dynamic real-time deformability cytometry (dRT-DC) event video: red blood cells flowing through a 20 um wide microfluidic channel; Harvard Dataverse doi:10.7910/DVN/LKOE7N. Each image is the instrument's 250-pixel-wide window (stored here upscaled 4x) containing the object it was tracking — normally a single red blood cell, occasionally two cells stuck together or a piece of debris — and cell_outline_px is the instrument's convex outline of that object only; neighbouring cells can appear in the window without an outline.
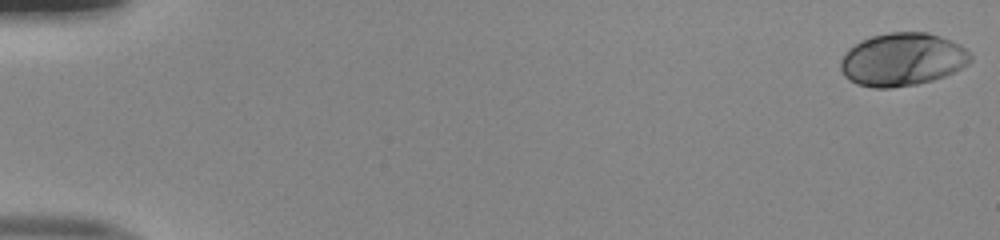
{"species": "human", "species_latin": "Homo sapiens", "temperature_condition": "room temperature", "stored_images_in_passage": 52, "camera_frame_rate_fps": 3000, "um_per_image_px": 0.085, "donor": {"sex": "male"}, "frame": {"image": 1, "passage_image": 1, "time_ms": 0.0, "image_size_px": [1000, 240], "cell_outline_px": [[972, 60], [968, 64], [944, 76], [932, 80], [916, 84], [892, 88], [872, 88], [856, 84], [848, 80], [844, 76], [840, 68], [840, 60], [848, 48], [860, 40], [872, 36], [888, 32], [928, 32], [940, 36], [960, 44], [972, 56]], "centroid_in_image_um": [76.66, 5.05], "position_along_channel_um": 8.3, "area_um2": 40.34}}
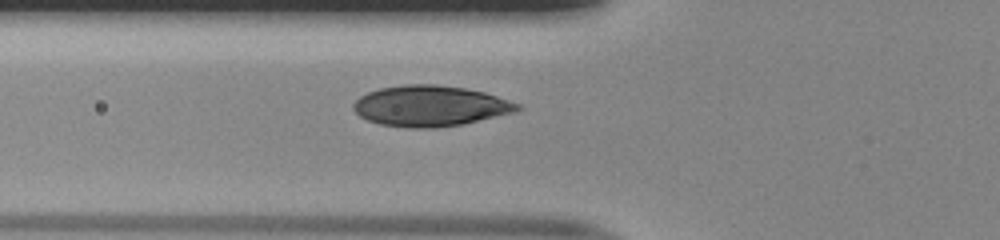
{"frame": {"image": 2, "passage_image": 20, "time_ms": 6.333, "image_size_px": [1000, 240], "cell_outline_px": [[524, 108], [516, 112], [464, 124], [436, 128], [408, 128], [380, 124], [368, 120], [360, 116], [352, 108], [352, 104], [360, 96], [368, 92], [380, 88], [404, 84], [436, 84], [464, 88], [484, 92], [520, 104]], "centroid_in_image_um": [36.58, 9.01], "position_along_channel_um": 89.2, "area_um2": 39.13}}
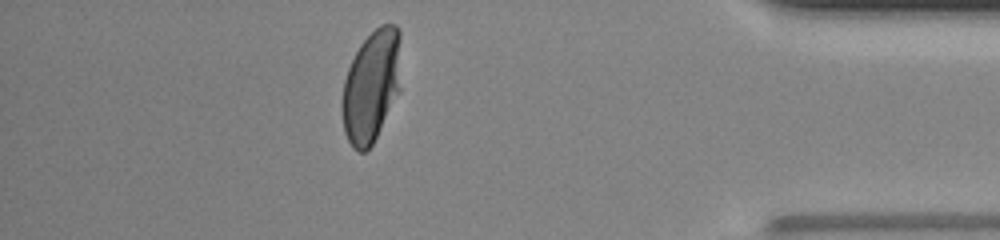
{"frame": {"image": 3, "passage_image": 46, "time_ms": 15.0, "image_size_px": [1000, 240], "cell_outline_px": [[400, 92], [372, 144], [364, 152], [360, 152], [352, 148], [344, 132], [340, 108], [340, 104], [344, 80], [348, 68], [360, 44], [380, 24], [396, 24], [400, 28]], "centroid_in_image_um": [31.56, 7.32], "position_along_channel_um": 403.6, "area_um2": 38.96}, "authors_computed_cell_mechanics": {"area_um2": 38.8416, "velocity_mm_per_s": 4.017, "shape_relaxation_time_tau1_ms": 3.8566, "shape_relaxation_time_tau2_ms": null, "deformation_change_tau1": 0.1748, "deformation_change_tau2": null}}